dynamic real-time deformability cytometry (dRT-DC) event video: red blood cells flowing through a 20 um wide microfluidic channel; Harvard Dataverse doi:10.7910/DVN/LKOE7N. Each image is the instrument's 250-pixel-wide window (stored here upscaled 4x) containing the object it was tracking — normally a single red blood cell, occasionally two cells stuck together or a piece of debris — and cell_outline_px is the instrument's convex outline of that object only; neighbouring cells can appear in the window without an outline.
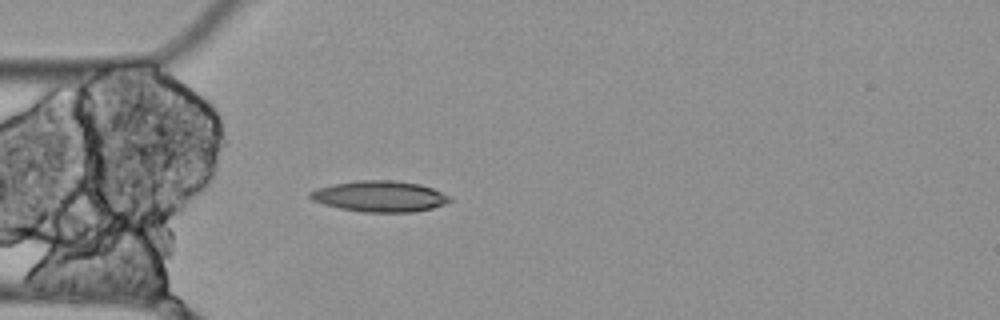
{"species": "Egyptian fruit bat (a non-hibernating species)", "species_latin": "Rousettus aegyptiacus", "temperature_condition": "cold", "stored_images_in_passage": 1, "camera_frame_rate_fps": 3000, "um_per_image_px": 0.085, "animal": {"sex": "female"}, "frame": {"image": 1, "passage_image": 1, "time_ms": 0.0, "image_size_px": [1000, 320], "cell_outline_px": [[452, 200], [444, 204], [432, 208], [412, 212], [360, 212], [340, 208], [324, 204], [312, 200], [308, 196], [308, 192], [316, 188], [332, 184], [356, 180], [396, 180], [420, 184], [432, 188], [452, 196]], "centroid_in_image_um": [32.27, 16.68], "position_along_channel_um": 52.7, "area_um2": 25.43}}